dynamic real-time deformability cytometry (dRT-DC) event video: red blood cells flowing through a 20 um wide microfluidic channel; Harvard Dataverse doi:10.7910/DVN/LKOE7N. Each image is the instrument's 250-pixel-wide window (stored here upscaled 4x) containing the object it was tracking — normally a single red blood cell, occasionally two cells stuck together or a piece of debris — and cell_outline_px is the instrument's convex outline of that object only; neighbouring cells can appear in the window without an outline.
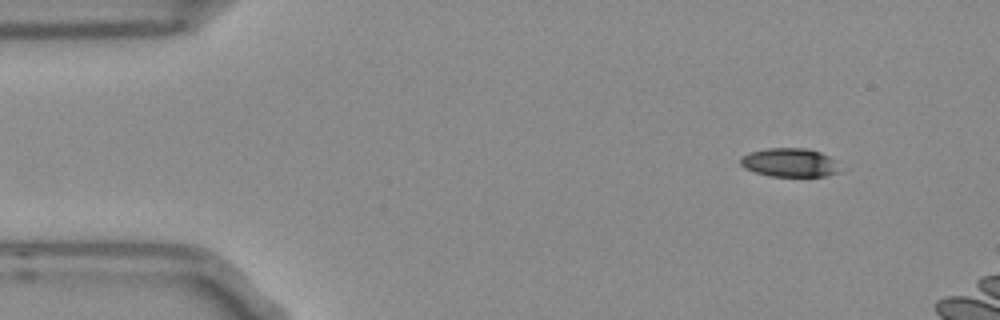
{"species": "Egyptian fruit bat (a non-hibernating species)", "species_latin": "Rousettus aegyptiacus", "temperature_condition": "room temperature", "stored_images_in_passage": 9, "camera_frame_rate_fps": 3000, "um_per_image_px": 0.085, "frame": {"image": 1, "passage_image": 1, "time_ms": 0.0, "image_size_px": [1000, 320], "cell_outline_px": [[840, 172], [824, 176], [768, 176], [744, 168], [740, 164], [740, 156], [748, 152], [768, 148], [808, 148], [820, 152], [828, 156], [832, 160]], "centroid_in_image_um": [67.05, 13.81], "position_along_channel_um": 18.0, "area_um2": 16.53}}